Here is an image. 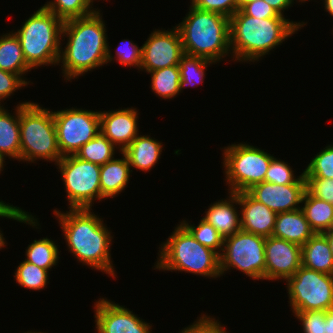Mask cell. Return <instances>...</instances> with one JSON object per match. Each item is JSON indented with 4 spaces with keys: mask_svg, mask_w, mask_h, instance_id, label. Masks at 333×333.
Here are the masks:
<instances>
[{
    "mask_svg": "<svg viewBox=\"0 0 333 333\" xmlns=\"http://www.w3.org/2000/svg\"><path fill=\"white\" fill-rule=\"evenodd\" d=\"M53 214L62 227L69 252L75 259L115 279L110 253L113 236L103 218L95 215L91 209H69L65 213L54 209Z\"/></svg>",
    "mask_w": 333,
    "mask_h": 333,
    "instance_id": "1",
    "label": "cell"
},
{
    "mask_svg": "<svg viewBox=\"0 0 333 333\" xmlns=\"http://www.w3.org/2000/svg\"><path fill=\"white\" fill-rule=\"evenodd\" d=\"M100 9L91 15L67 20L63 23L61 37L67 38L61 48L58 65L64 79L71 81L107 65L108 38L106 24ZM65 36V37H64Z\"/></svg>",
    "mask_w": 333,
    "mask_h": 333,
    "instance_id": "2",
    "label": "cell"
},
{
    "mask_svg": "<svg viewBox=\"0 0 333 333\" xmlns=\"http://www.w3.org/2000/svg\"><path fill=\"white\" fill-rule=\"evenodd\" d=\"M306 25L285 17L258 19L241 9L230 17V49L235 61L257 62Z\"/></svg>",
    "mask_w": 333,
    "mask_h": 333,
    "instance_id": "3",
    "label": "cell"
},
{
    "mask_svg": "<svg viewBox=\"0 0 333 333\" xmlns=\"http://www.w3.org/2000/svg\"><path fill=\"white\" fill-rule=\"evenodd\" d=\"M186 17L177 24L185 54L215 63L231 55L230 18L189 6Z\"/></svg>",
    "mask_w": 333,
    "mask_h": 333,
    "instance_id": "4",
    "label": "cell"
},
{
    "mask_svg": "<svg viewBox=\"0 0 333 333\" xmlns=\"http://www.w3.org/2000/svg\"><path fill=\"white\" fill-rule=\"evenodd\" d=\"M155 270L187 272L208 278H220V256L203 246L180 223L159 247Z\"/></svg>",
    "mask_w": 333,
    "mask_h": 333,
    "instance_id": "5",
    "label": "cell"
},
{
    "mask_svg": "<svg viewBox=\"0 0 333 333\" xmlns=\"http://www.w3.org/2000/svg\"><path fill=\"white\" fill-rule=\"evenodd\" d=\"M63 23L55 14L41 6L14 32L20 40L24 58L32 69H38L42 65H58Z\"/></svg>",
    "mask_w": 333,
    "mask_h": 333,
    "instance_id": "6",
    "label": "cell"
},
{
    "mask_svg": "<svg viewBox=\"0 0 333 333\" xmlns=\"http://www.w3.org/2000/svg\"><path fill=\"white\" fill-rule=\"evenodd\" d=\"M19 124L20 161L34 163L42 159L56 165L62 159L52 110L30 101L19 105Z\"/></svg>",
    "mask_w": 333,
    "mask_h": 333,
    "instance_id": "7",
    "label": "cell"
},
{
    "mask_svg": "<svg viewBox=\"0 0 333 333\" xmlns=\"http://www.w3.org/2000/svg\"><path fill=\"white\" fill-rule=\"evenodd\" d=\"M222 151L221 163L230 193L247 191L265 181L273 155L245 142L228 145Z\"/></svg>",
    "mask_w": 333,
    "mask_h": 333,
    "instance_id": "8",
    "label": "cell"
},
{
    "mask_svg": "<svg viewBox=\"0 0 333 333\" xmlns=\"http://www.w3.org/2000/svg\"><path fill=\"white\" fill-rule=\"evenodd\" d=\"M265 239L264 236L241 229L224 238L219 255L221 275L236 269L253 280H265Z\"/></svg>",
    "mask_w": 333,
    "mask_h": 333,
    "instance_id": "9",
    "label": "cell"
},
{
    "mask_svg": "<svg viewBox=\"0 0 333 333\" xmlns=\"http://www.w3.org/2000/svg\"><path fill=\"white\" fill-rule=\"evenodd\" d=\"M56 166L65 184L68 209H92L94 201L102 200L100 165L67 155Z\"/></svg>",
    "mask_w": 333,
    "mask_h": 333,
    "instance_id": "10",
    "label": "cell"
},
{
    "mask_svg": "<svg viewBox=\"0 0 333 333\" xmlns=\"http://www.w3.org/2000/svg\"><path fill=\"white\" fill-rule=\"evenodd\" d=\"M285 284L292 312L333 308V275L301 266Z\"/></svg>",
    "mask_w": 333,
    "mask_h": 333,
    "instance_id": "11",
    "label": "cell"
},
{
    "mask_svg": "<svg viewBox=\"0 0 333 333\" xmlns=\"http://www.w3.org/2000/svg\"><path fill=\"white\" fill-rule=\"evenodd\" d=\"M53 117L62 156L75 155L100 130L99 111L72 107L54 111Z\"/></svg>",
    "mask_w": 333,
    "mask_h": 333,
    "instance_id": "12",
    "label": "cell"
},
{
    "mask_svg": "<svg viewBox=\"0 0 333 333\" xmlns=\"http://www.w3.org/2000/svg\"><path fill=\"white\" fill-rule=\"evenodd\" d=\"M142 47L140 71L146 73L179 65L185 54L180 32L176 26L170 30L155 29Z\"/></svg>",
    "mask_w": 333,
    "mask_h": 333,
    "instance_id": "13",
    "label": "cell"
},
{
    "mask_svg": "<svg viewBox=\"0 0 333 333\" xmlns=\"http://www.w3.org/2000/svg\"><path fill=\"white\" fill-rule=\"evenodd\" d=\"M94 303L96 332L152 333V325L128 308L107 300V298H99Z\"/></svg>",
    "mask_w": 333,
    "mask_h": 333,
    "instance_id": "14",
    "label": "cell"
},
{
    "mask_svg": "<svg viewBox=\"0 0 333 333\" xmlns=\"http://www.w3.org/2000/svg\"><path fill=\"white\" fill-rule=\"evenodd\" d=\"M302 246L273 236L265 239V280H287L302 266Z\"/></svg>",
    "mask_w": 333,
    "mask_h": 333,
    "instance_id": "15",
    "label": "cell"
},
{
    "mask_svg": "<svg viewBox=\"0 0 333 333\" xmlns=\"http://www.w3.org/2000/svg\"><path fill=\"white\" fill-rule=\"evenodd\" d=\"M137 108L99 111L100 131L121 153L139 135Z\"/></svg>",
    "mask_w": 333,
    "mask_h": 333,
    "instance_id": "16",
    "label": "cell"
},
{
    "mask_svg": "<svg viewBox=\"0 0 333 333\" xmlns=\"http://www.w3.org/2000/svg\"><path fill=\"white\" fill-rule=\"evenodd\" d=\"M306 184L277 185L261 182L253 185L247 192L257 201L265 204L276 213L300 209Z\"/></svg>",
    "mask_w": 333,
    "mask_h": 333,
    "instance_id": "17",
    "label": "cell"
},
{
    "mask_svg": "<svg viewBox=\"0 0 333 333\" xmlns=\"http://www.w3.org/2000/svg\"><path fill=\"white\" fill-rule=\"evenodd\" d=\"M235 194L241 207V230L264 237L272 236L277 213L254 199L247 191Z\"/></svg>",
    "mask_w": 333,
    "mask_h": 333,
    "instance_id": "18",
    "label": "cell"
},
{
    "mask_svg": "<svg viewBox=\"0 0 333 333\" xmlns=\"http://www.w3.org/2000/svg\"><path fill=\"white\" fill-rule=\"evenodd\" d=\"M226 199L211 204L205 211L204 220L210 223L222 236L226 238L241 229L238 196L228 193ZM235 204V205H234ZM238 211V212H237Z\"/></svg>",
    "mask_w": 333,
    "mask_h": 333,
    "instance_id": "19",
    "label": "cell"
},
{
    "mask_svg": "<svg viewBox=\"0 0 333 333\" xmlns=\"http://www.w3.org/2000/svg\"><path fill=\"white\" fill-rule=\"evenodd\" d=\"M314 234L301 208L277 213L273 237L303 246Z\"/></svg>",
    "mask_w": 333,
    "mask_h": 333,
    "instance_id": "20",
    "label": "cell"
},
{
    "mask_svg": "<svg viewBox=\"0 0 333 333\" xmlns=\"http://www.w3.org/2000/svg\"><path fill=\"white\" fill-rule=\"evenodd\" d=\"M163 144L150 135H138L122 152L131 168L147 172L155 167L161 158Z\"/></svg>",
    "mask_w": 333,
    "mask_h": 333,
    "instance_id": "21",
    "label": "cell"
},
{
    "mask_svg": "<svg viewBox=\"0 0 333 333\" xmlns=\"http://www.w3.org/2000/svg\"><path fill=\"white\" fill-rule=\"evenodd\" d=\"M108 161L100 168V189L103 199L117 197L128 186L132 169L127 157Z\"/></svg>",
    "mask_w": 333,
    "mask_h": 333,
    "instance_id": "22",
    "label": "cell"
},
{
    "mask_svg": "<svg viewBox=\"0 0 333 333\" xmlns=\"http://www.w3.org/2000/svg\"><path fill=\"white\" fill-rule=\"evenodd\" d=\"M302 266L324 274L333 275V254L326 236L315 233L302 246Z\"/></svg>",
    "mask_w": 333,
    "mask_h": 333,
    "instance_id": "23",
    "label": "cell"
},
{
    "mask_svg": "<svg viewBox=\"0 0 333 333\" xmlns=\"http://www.w3.org/2000/svg\"><path fill=\"white\" fill-rule=\"evenodd\" d=\"M29 102H21L15 108V114L0 106V153L20 161V124L19 105H27Z\"/></svg>",
    "mask_w": 333,
    "mask_h": 333,
    "instance_id": "24",
    "label": "cell"
},
{
    "mask_svg": "<svg viewBox=\"0 0 333 333\" xmlns=\"http://www.w3.org/2000/svg\"><path fill=\"white\" fill-rule=\"evenodd\" d=\"M0 69L19 75L28 85L32 82L25 79L26 72L32 68L27 64L19 38L14 30L0 36ZM25 74V75H24Z\"/></svg>",
    "mask_w": 333,
    "mask_h": 333,
    "instance_id": "25",
    "label": "cell"
},
{
    "mask_svg": "<svg viewBox=\"0 0 333 333\" xmlns=\"http://www.w3.org/2000/svg\"><path fill=\"white\" fill-rule=\"evenodd\" d=\"M305 218L315 233H323L333 228V204L320 200L307 190L302 200Z\"/></svg>",
    "mask_w": 333,
    "mask_h": 333,
    "instance_id": "26",
    "label": "cell"
},
{
    "mask_svg": "<svg viewBox=\"0 0 333 333\" xmlns=\"http://www.w3.org/2000/svg\"><path fill=\"white\" fill-rule=\"evenodd\" d=\"M151 75V90L164 100L175 98L180 93V69L178 65L148 72Z\"/></svg>",
    "mask_w": 333,
    "mask_h": 333,
    "instance_id": "27",
    "label": "cell"
},
{
    "mask_svg": "<svg viewBox=\"0 0 333 333\" xmlns=\"http://www.w3.org/2000/svg\"><path fill=\"white\" fill-rule=\"evenodd\" d=\"M110 140L99 130L95 137L84 144L75 154L81 160L104 165L114 159L117 148Z\"/></svg>",
    "mask_w": 333,
    "mask_h": 333,
    "instance_id": "28",
    "label": "cell"
},
{
    "mask_svg": "<svg viewBox=\"0 0 333 333\" xmlns=\"http://www.w3.org/2000/svg\"><path fill=\"white\" fill-rule=\"evenodd\" d=\"M58 245L48 237L34 240L28 245L25 252V261L50 271L58 263L59 257Z\"/></svg>",
    "mask_w": 333,
    "mask_h": 333,
    "instance_id": "29",
    "label": "cell"
},
{
    "mask_svg": "<svg viewBox=\"0 0 333 333\" xmlns=\"http://www.w3.org/2000/svg\"><path fill=\"white\" fill-rule=\"evenodd\" d=\"M215 62L200 56L184 54L179 62L180 69V93L187 86H197L205 79V69ZM208 65V66H207Z\"/></svg>",
    "mask_w": 333,
    "mask_h": 333,
    "instance_id": "30",
    "label": "cell"
},
{
    "mask_svg": "<svg viewBox=\"0 0 333 333\" xmlns=\"http://www.w3.org/2000/svg\"><path fill=\"white\" fill-rule=\"evenodd\" d=\"M93 0H51L43 5L63 22L94 13Z\"/></svg>",
    "mask_w": 333,
    "mask_h": 333,
    "instance_id": "31",
    "label": "cell"
},
{
    "mask_svg": "<svg viewBox=\"0 0 333 333\" xmlns=\"http://www.w3.org/2000/svg\"><path fill=\"white\" fill-rule=\"evenodd\" d=\"M49 271L42 269L33 263L23 261L15 270V281L24 289L43 290L49 283Z\"/></svg>",
    "mask_w": 333,
    "mask_h": 333,
    "instance_id": "32",
    "label": "cell"
},
{
    "mask_svg": "<svg viewBox=\"0 0 333 333\" xmlns=\"http://www.w3.org/2000/svg\"><path fill=\"white\" fill-rule=\"evenodd\" d=\"M180 223L203 246L214 250L219 255L221 254L224 244V238L210 223H208L203 218H201L197 226L188 223L186 220H183Z\"/></svg>",
    "mask_w": 333,
    "mask_h": 333,
    "instance_id": "33",
    "label": "cell"
},
{
    "mask_svg": "<svg viewBox=\"0 0 333 333\" xmlns=\"http://www.w3.org/2000/svg\"><path fill=\"white\" fill-rule=\"evenodd\" d=\"M303 173L305 178L333 179V143L318 152Z\"/></svg>",
    "mask_w": 333,
    "mask_h": 333,
    "instance_id": "34",
    "label": "cell"
},
{
    "mask_svg": "<svg viewBox=\"0 0 333 333\" xmlns=\"http://www.w3.org/2000/svg\"><path fill=\"white\" fill-rule=\"evenodd\" d=\"M265 181L277 185L306 184L304 173L295 177L294 171L288 163L275 157L272 158L269 164Z\"/></svg>",
    "mask_w": 333,
    "mask_h": 333,
    "instance_id": "35",
    "label": "cell"
},
{
    "mask_svg": "<svg viewBox=\"0 0 333 333\" xmlns=\"http://www.w3.org/2000/svg\"><path fill=\"white\" fill-rule=\"evenodd\" d=\"M120 43L116 48L115 56L112 55L108 43L107 63L117 60L122 66L136 67L140 71L142 47L139 48L136 43L128 39H123Z\"/></svg>",
    "mask_w": 333,
    "mask_h": 333,
    "instance_id": "36",
    "label": "cell"
},
{
    "mask_svg": "<svg viewBox=\"0 0 333 333\" xmlns=\"http://www.w3.org/2000/svg\"><path fill=\"white\" fill-rule=\"evenodd\" d=\"M0 217L26 223L34 228L39 229V227H36L39 226V222L37 220L38 218H34L32 214H29V212H26L24 209L22 210V208L7 204L6 202L0 207ZM6 244L5 237H3V233L0 229V250L4 248Z\"/></svg>",
    "mask_w": 333,
    "mask_h": 333,
    "instance_id": "37",
    "label": "cell"
},
{
    "mask_svg": "<svg viewBox=\"0 0 333 333\" xmlns=\"http://www.w3.org/2000/svg\"><path fill=\"white\" fill-rule=\"evenodd\" d=\"M302 323L304 333H326L325 311L293 312Z\"/></svg>",
    "mask_w": 333,
    "mask_h": 333,
    "instance_id": "38",
    "label": "cell"
},
{
    "mask_svg": "<svg viewBox=\"0 0 333 333\" xmlns=\"http://www.w3.org/2000/svg\"><path fill=\"white\" fill-rule=\"evenodd\" d=\"M191 5L204 11L215 12L230 18L237 10V0H190Z\"/></svg>",
    "mask_w": 333,
    "mask_h": 333,
    "instance_id": "39",
    "label": "cell"
},
{
    "mask_svg": "<svg viewBox=\"0 0 333 333\" xmlns=\"http://www.w3.org/2000/svg\"><path fill=\"white\" fill-rule=\"evenodd\" d=\"M306 190L316 198L333 204V179L305 178Z\"/></svg>",
    "mask_w": 333,
    "mask_h": 333,
    "instance_id": "40",
    "label": "cell"
},
{
    "mask_svg": "<svg viewBox=\"0 0 333 333\" xmlns=\"http://www.w3.org/2000/svg\"><path fill=\"white\" fill-rule=\"evenodd\" d=\"M179 333H229L214 317L203 314Z\"/></svg>",
    "mask_w": 333,
    "mask_h": 333,
    "instance_id": "41",
    "label": "cell"
},
{
    "mask_svg": "<svg viewBox=\"0 0 333 333\" xmlns=\"http://www.w3.org/2000/svg\"><path fill=\"white\" fill-rule=\"evenodd\" d=\"M26 86L28 84L19 75L0 69V106L3 100L14 95L16 90Z\"/></svg>",
    "mask_w": 333,
    "mask_h": 333,
    "instance_id": "42",
    "label": "cell"
},
{
    "mask_svg": "<svg viewBox=\"0 0 333 333\" xmlns=\"http://www.w3.org/2000/svg\"><path fill=\"white\" fill-rule=\"evenodd\" d=\"M241 10L248 16L256 17L258 19L284 17L280 15L273 7H271L264 0H255L246 3Z\"/></svg>",
    "mask_w": 333,
    "mask_h": 333,
    "instance_id": "43",
    "label": "cell"
},
{
    "mask_svg": "<svg viewBox=\"0 0 333 333\" xmlns=\"http://www.w3.org/2000/svg\"><path fill=\"white\" fill-rule=\"evenodd\" d=\"M264 1L267 2L271 7H273L282 16H285L283 12L286 9L293 6L292 4L294 3V1L300 2L299 0L298 1L297 0H264Z\"/></svg>",
    "mask_w": 333,
    "mask_h": 333,
    "instance_id": "44",
    "label": "cell"
},
{
    "mask_svg": "<svg viewBox=\"0 0 333 333\" xmlns=\"http://www.w3.org/2000/svg\"><path fill=\"white\" fill-rule=\"evenodd\" d=\"M326 333H333V308L325 311Z\"/></svg>",
    "mask_w": 333,
    "mask_h": 333,
    "instance_id": "45",
    "label": "cell"
},
{
    "mask_svg": "<svg viewBox=\"0 0 333 333\" xmlns=\"http://www.w3.org/2000/svg\"><path fill=\"white\" fill-rule=\"evenodd\" d=\"M323 234L326 236L331 253L333 254V228L331 230L323 232Z\"/></svg>",
    "mask_w": 333,
    "mask_h": 333,
    "instance_id": "46",
    "label": "cell"
},
{
    "mask_svg": "<svg viewBox=\"0 0 333 333\" xmlns=\"http://www.w3.org/2000/svg\"><path fill=\"white\" fill-rule=\"evenodd\" d=\"M324 9L333 17V0H324Z\"/></svg>",
    "mask_w": 333,
    "mask_h": 333,
    "instance_id": "47",
    "label": "cell"
},
{
    "mask_svg": "<svg viewBox=\"0 0 333 333\" xmlns=\"http://www.w3.org/2000/svg\"><path fill=\"white\" fill-rule=\"evenodd\" d=\"M6 157L3 155V154H1L0 153V173L3 171V169H4V163H5V159Z\"/></svg>",
    "mask_w": 333,
    "mask_h": 333,
    "instance_id": "48",
    "label": "cell"
},
{
    "mask_svg": "<svg viewBox=\"0 0 333 333\" xmlns=\"http://www.w3.org/2000/svg\"><path fill=\"white\" fill-rule=\"evenodd\" d=\"M238 4H239V9H241L246 3H249L251 1H255V0H237Z\"/></svg>",
    "mask_w": 333,
    "mask_h": 333,
    "instance_id": "49",
    "label": "cell"
},
{
    "mask_svg": "<svg viewBox=\"0 0 333 333\" xmlns=\"http://www.w3.org/2000/svg\"><path fill=\"white\" fill-rule=\"evenodd\" d=\"M25 333H43V332H40V331H39V332H36V331H33V332H32V330H31V331H27V332H25Z\"/></svg>",
    "mask_w": 333,
    "mask_h": 333,
    "instance_id": "50",
    "label": "cell"
},
{
    "mask_svg": "<svg viewBox=\"0 0 333 333\" xmlns=\"http://www.w3.org/2000/svg\"><path fill=\"white\" fill-rule=\"evenodd\" d=\"M300 2H301V4H302V2L304 3V2H306V1H310V0H299Z\"/></svg>",
    "mask_w": 333,
    "mask_h": 333,
    "instance_id": "51",
    "label": "cell"
},
{
    "mask_svg": "<svg viewBox=\"0 0 333 333\" xmlns=\"http://www.w3.org/2000/svg\"><path fill=\"white\" fill-rule=\"evenodd\" d=\"M5 202L4 201H0V207L4 204Z\"/></svg>",
    "mask_w": 333,
    "mask_h": 333,
    "instance_id": "52",
    "label": "cell"
}]
</instances>
